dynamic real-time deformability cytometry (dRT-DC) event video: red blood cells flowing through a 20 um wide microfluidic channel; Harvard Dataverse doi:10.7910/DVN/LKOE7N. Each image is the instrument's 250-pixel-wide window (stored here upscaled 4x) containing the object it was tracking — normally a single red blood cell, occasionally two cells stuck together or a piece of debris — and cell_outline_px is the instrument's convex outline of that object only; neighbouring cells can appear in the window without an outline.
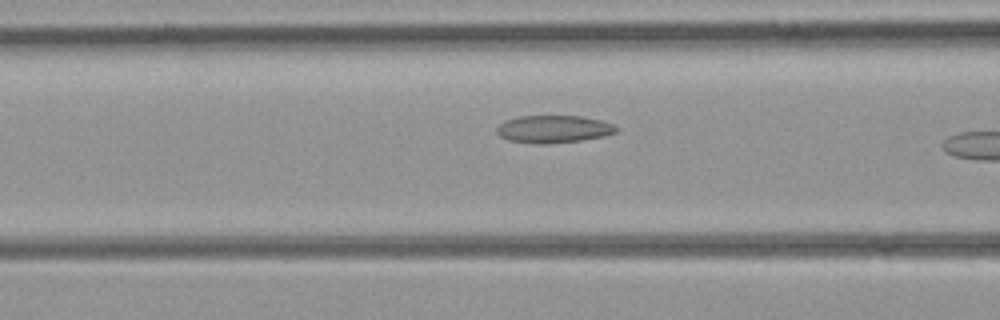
{"species": "common noctule bat (a hibernating species)", "species_latin": "Nyctalus noctula", "temperature_condition": "room temperature", "stored_images_in_passage": 31, "camera_frame_rate_fps": 3000, "um_per_image_px": 0.085, "animal": {"sex": "female", "body_mass_g": 21.9}, "frame": {"image": 1, "passage_image": 14, "time_ms": 4.333, "image_size_px": [1000, 320], "cell_outline_px": [[616, 132], [604, 136], [580, 140], [544, 144], [532, 144], [508, 140], [500, 136], [496, 132], [496, 128], [504, 120], [520, 116], [580, 116], [600, 120], [612, 124], [616, 128]], "centroid_in_image_um": [46.99, 10.97], "position_along_channel_um": 119.6, "area_um2": 19.07}}
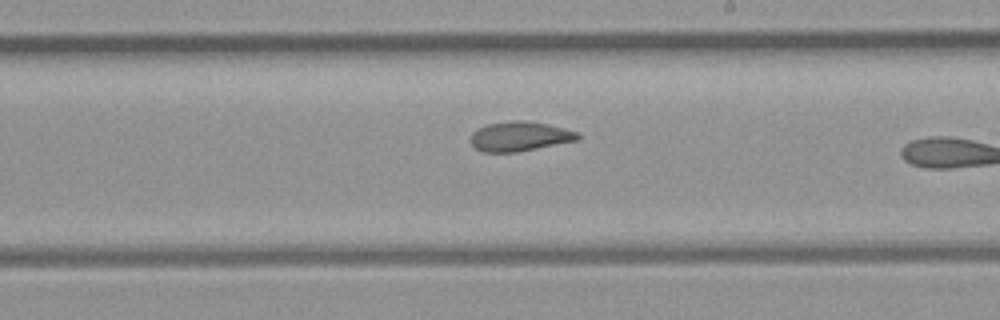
{"frame": {"image": 2, "passage_image": 22, "time_ms": 7.0, "image_size_px": [1000, 320], "cell_outline_px": [[580, 136], [576, 140], [516, 152], [484, 152], [476, 148], [472, 144], [472, 132], [488, 124], [508, 120], [528, 120], [548, 124], [564, 128], [576, 132]], "centroid_in_image_um": [44.16, 11.57], "position_along_channel_um": 244.8, "area_um2": 18.21}}
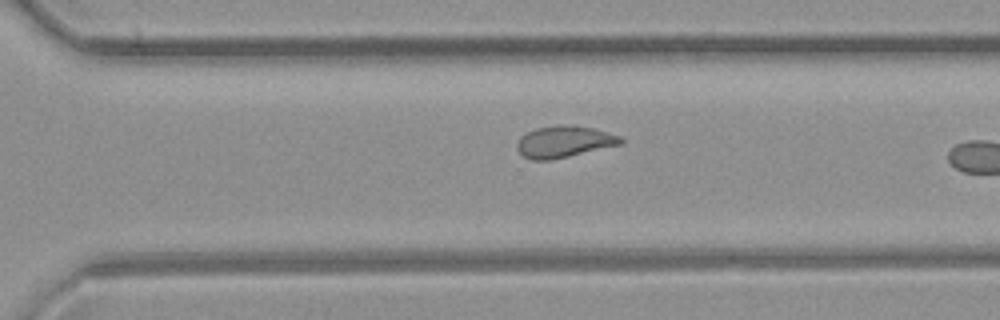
{"frame": {"image": 3, "passage_image": 27, "time_ms": 8.667, "image_size_px": [1000, 320], "cell_outline_px": [[624, 144], [552, 160], [532, 160], [524, 156], [516, 148], [516, 144], [520, 136], [536, 128], [556, 124], [572, 124], [592, 128], [608, 132], [620, 136], [624, 140]], "centroid_in_image_um": [47.97, 12.03], "position_along_channel_um": 322.6, "area_um2": 19.42}}